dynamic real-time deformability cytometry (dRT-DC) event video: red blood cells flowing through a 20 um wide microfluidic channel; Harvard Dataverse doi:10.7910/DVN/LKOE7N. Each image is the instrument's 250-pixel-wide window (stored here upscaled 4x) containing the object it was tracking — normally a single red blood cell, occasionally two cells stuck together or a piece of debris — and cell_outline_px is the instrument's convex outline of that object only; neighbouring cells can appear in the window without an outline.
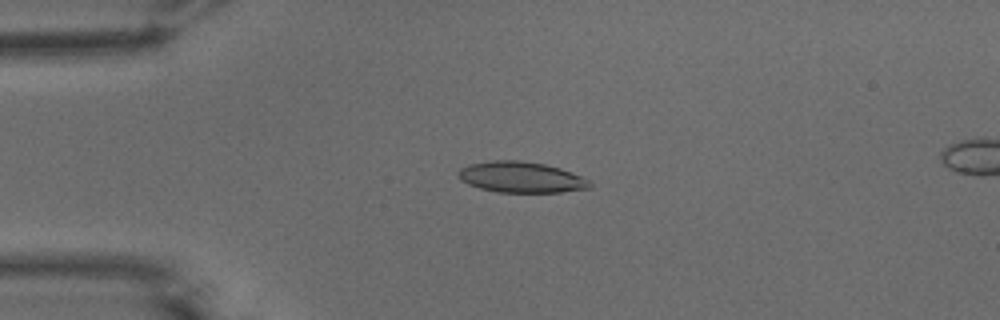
{"species": "common noctule bat (a hibernating species)", "species_latin": "Nyctalus noctula", "temperature_condition": "warm", "stored_images_in_passage": 52, "camera_frame_rate_fps": 3000, "um_per_image_px": 0.085, "animal": {"sex": "male", "body_mass_g": 15.6}, "frame": {"image": 1, "passage_image": 12, "time_ms": 3.667, "image_size_px": [1000, 320], "cell_outline_px": [[592, 188], [560, 192], [496, 192], [480, 188], [468, 184], [460, 180], [456, 172], [460, 168], [468, 164], [492, 160], [520, 160], [544, 164], [560, 168], [580, 176], [588, 180], [592, 184]], "centroid_in_image_um": [44.26, 15.06], "position_along_channel_um": 40.7, "area_um2": 23.76}}
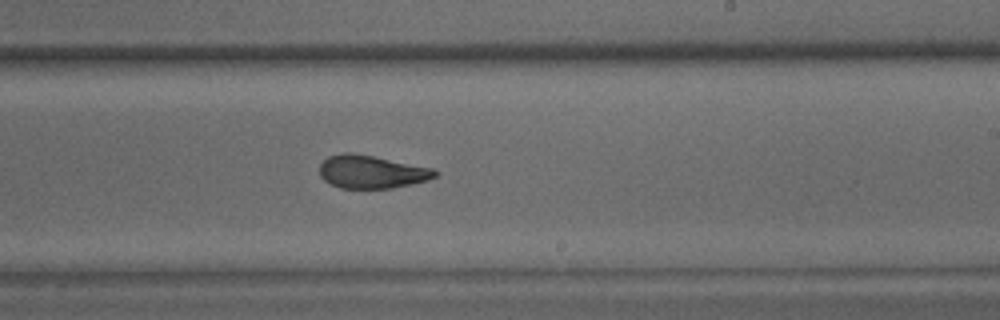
{"frame": {"image": 2, "passage_image": 31, "time_ms": 10.0, "image_size_px": [1000, 320], "cell_outline_px": [[440, 172], [436, 176], [428, 180], [412, 184], [392, 188], [340, 188], [324, 180], [320, 176], [320, 164], [328, 156], [344, 152], [352, 152], [432, 168]], "centroid_in_image_um": [31.58, 14.6], "position_along_channel_um": 257.4, "area_um2": 22.14}}
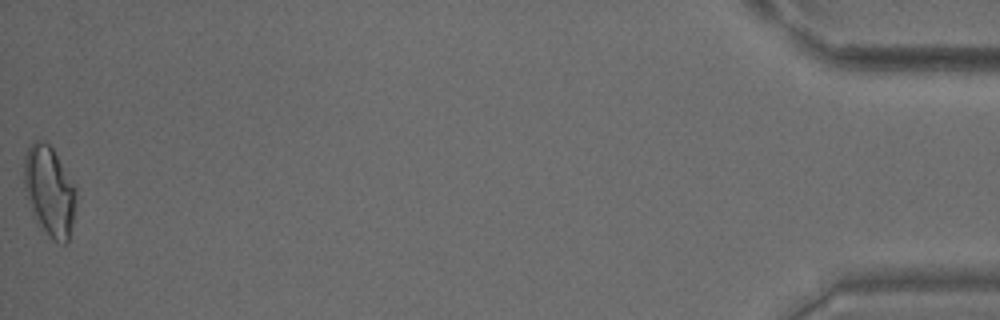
{"frame": {"image": 3, "passage_image": 52, "time_ms": 17.0, "image_size_px": [1000, 320], "cell_outline_px": [[76, 208], [68, 244], [60, 244], [52, 240], [48, 236], [40, 224], [24, 196], [24, 156], [28, 148], [36, 140], [44, 140], [52, 148], [76, 188]], "centroid_in_image_um": [4.21, 16.28], "position_along_channel_um": 431.0, "area_um2": 27.34}, "authors_computed_cell_mechanics": {"area_um2": 22.9466, "velocity_mm_per_s": 3.8427, "shape_relaxation_time_tau1_ms": 10.8366, "shape_relaxation_time_tau2_ms": 1.6645, "deformation_change_tau1": 0.2768, "deformation_change_tau2": 0.0915}}